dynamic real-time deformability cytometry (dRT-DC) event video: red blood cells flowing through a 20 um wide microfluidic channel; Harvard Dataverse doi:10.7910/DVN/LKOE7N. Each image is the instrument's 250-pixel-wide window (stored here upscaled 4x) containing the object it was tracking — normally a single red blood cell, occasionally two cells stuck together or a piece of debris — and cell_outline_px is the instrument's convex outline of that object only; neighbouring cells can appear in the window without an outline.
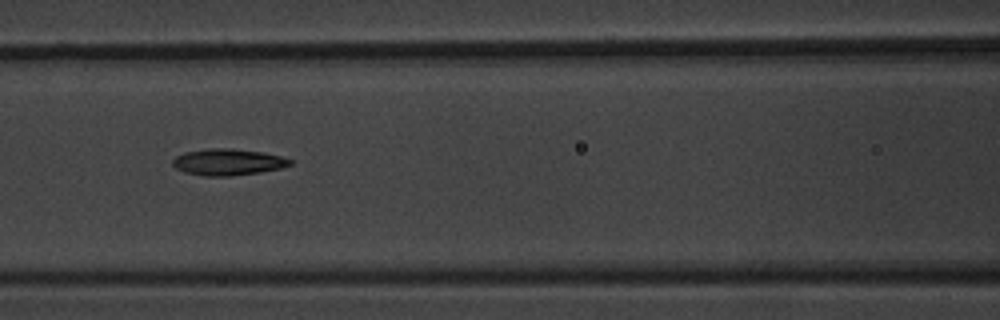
{"species": "common noctule bat (a hibernating species)", "species_latin": "Nyctalus noctula", "temperature_condition": "warm", "stored_images_in_passage": 9, "camera_frame_rate_fps": 3000, "um_per_image_px": 0.085, "animal": {"sex": "male", "body_mass_g": 20.1, "forearm_length_mm": 53.5}, "frame": {"image": 1, "passage_image": 6, "time_ms": 7.333, "image_size_px": [1000, 320], "cell_outline_px": [[292, 164], [280, 168], [260, 172], [232, 176], [204, 176], [184, 172], [176, 168], [172, 164], [172, 160], [176, 156], [184, 152], [208, 148], [232, 148], [264, 152], [280, 156], [292, 160]], "centroid_in_image_um": [19.35, 13.77], "position_along_channel_um": 147.2, "area_um2": 18.21}}
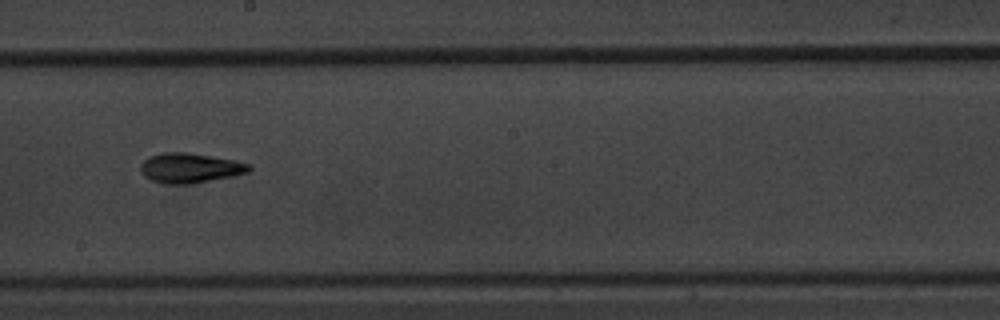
{"frame": {"image": 2, "passage_image": 8, "time_ms": 9.667, "image_size_px": [1000, 320], "cell_outline_px": [[252, 168], [248, 172], [232, 176], [192, 184], [168, 184], [152, 180], [144, 176], [140, 172], [140, 164], [148, 156], [164, 152], [188, 152], [236, 160], [252, 164]], "centroid_in_image_um": [16.15, 14.27], "position_along_channel_um": 232.0, "area_um2": 19.07}}
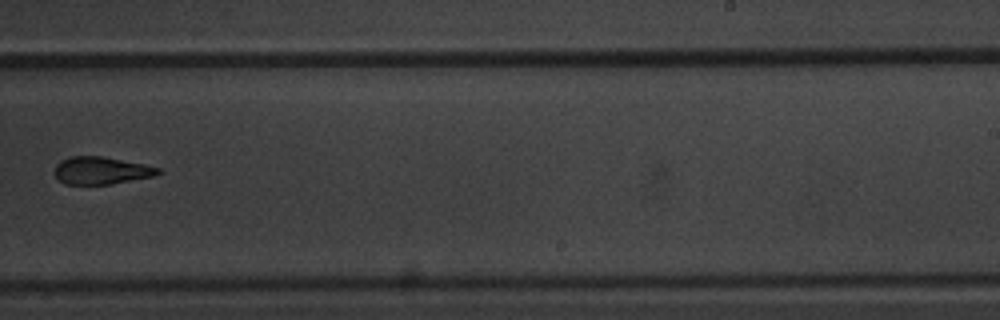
{"frame": {"image": 3, "passage_image": 9, "time_ms": 11.0, "image_size_px": [1000, 320], "cell_outline_px": [[160, 172], [152, 176], [108, 184], [64, 184], [52, 172], [56, 164], [60, 160], [68, 156], [104, 156], [144, 164], [160, 168]], "centroid_in_image_um": [8.53, 14.47], "position_along_channel_um": 280.5, "area_um2": 16.53}}